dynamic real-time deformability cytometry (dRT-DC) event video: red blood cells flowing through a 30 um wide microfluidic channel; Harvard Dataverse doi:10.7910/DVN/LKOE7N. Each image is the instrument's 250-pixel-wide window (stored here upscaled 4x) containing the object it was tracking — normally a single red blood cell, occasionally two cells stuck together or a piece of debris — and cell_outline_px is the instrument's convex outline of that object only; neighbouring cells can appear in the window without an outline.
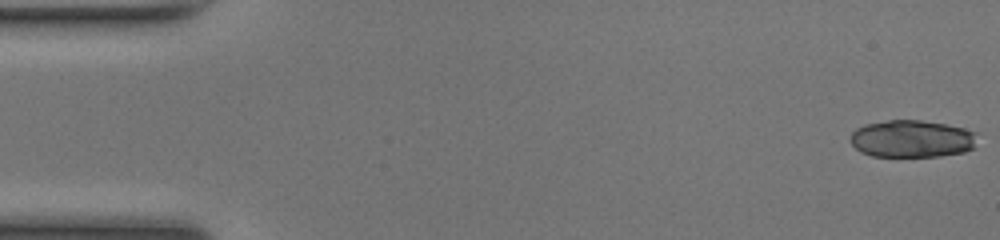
{"species": "common noctule bat (a hibernating species)", "species_latin": "Nyctalus noctula", "temperature_condition": "room temperature", "stored_images_in_passage": 21, "camera_frame_rate_fps": 3000, "um_per_image_px": 0.085, "animal": {"sex": "female", "body_mass_g": 17.0, "forearm_length_mm": 48.0}, "frame": {"image": 1, "passage_image": 1, "time_ms": 0.0, "image_size_px": [1000, 240], "cell_outline_px": [[976, 132], [972, 148], [964, 152], [940, 156], [872, 156], [860, 152], [852, 144], [852, 132], [856, 128], [864, 124], [888, 120], [920, 120], [944, 124], [964, 128]], "centroid_in_image_um": [77.48, 11.79], "position_along_channel_um": 7.5, "area_um2": 27.4}}
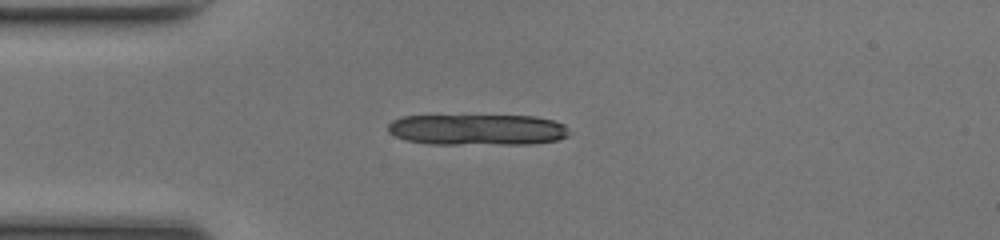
{"frame": {"image": 2, "passage_image": 13, "time_ms": 4.0, "image_size_px": [1000, 240], "cell_outline_px": [[572, 132], [568, 136], [556, 140], [528, 144], [428, 144], [408, 140], [396, 136], [388, 132], [388, 124], [392, 120], [404, 116], [536, 116], [556, 120], [564, 124]], "centroid_in_image_um": [40.63, 11.02], "position_along_channel_um": 44.4, "area_um2": 32.95}}